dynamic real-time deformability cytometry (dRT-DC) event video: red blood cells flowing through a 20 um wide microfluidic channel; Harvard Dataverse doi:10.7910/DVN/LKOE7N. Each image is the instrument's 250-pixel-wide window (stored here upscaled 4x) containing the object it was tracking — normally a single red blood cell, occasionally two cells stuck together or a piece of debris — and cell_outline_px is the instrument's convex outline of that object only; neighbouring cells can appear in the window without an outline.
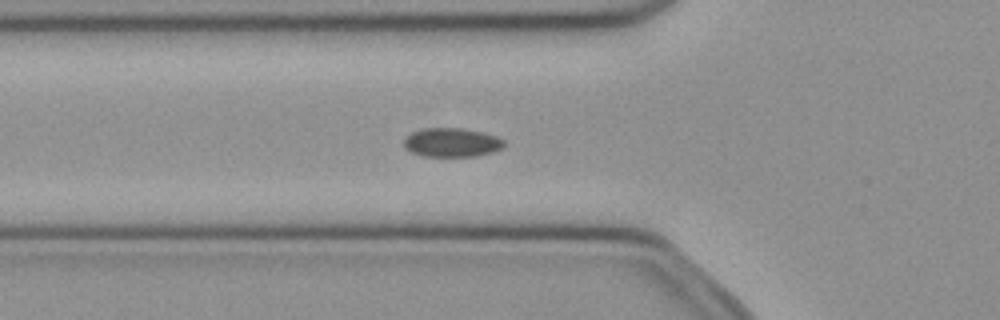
{"species": "common noctule bat (a hibernating species)", "species_latin": "Nyctalus noctula", "temperature_condition": "cold", "stored_images_in_passage": 37, "camera_frame_rate_fps": 3000, "um_per_image_px": 0.085, "animal": {"sex": "female", "body_mass_g": 21.9}, "frame": {"image": 1, "passage_image": 18, "time_ms": 5.667, "image_size_px": [1000, 320], "cell_outline_px": [[504, 144], [500, 148], [492, 152], [476, 156], [424, 156], [412, 152], [404, 148], [404, 140], [412, 132], [424, 128], [464, 128], [484, 132], [496, 136], [504, 140]], "centroid_in_image_um": [38.4, 12.1], "position_along_channel_um": 87.4, "area_um2": 16.82}}
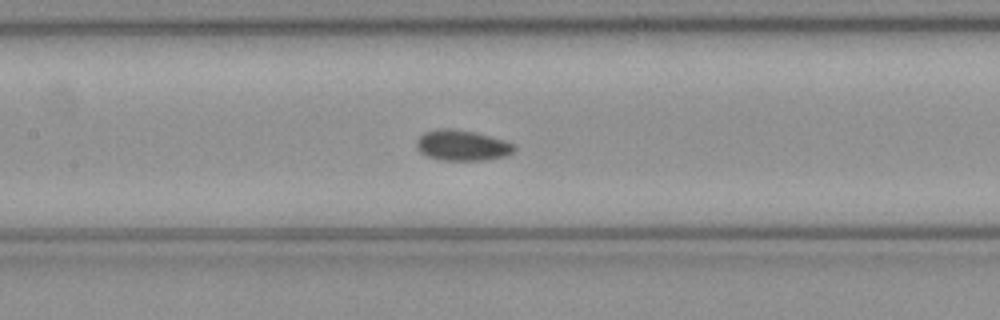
{"frame": {"image": 2, "passage_image": 24, "time_ms": 7.667, "image_size_px": [1000, 320], "cell_outline_px": [[516, 148], [512, 152], [504, 156], [484, 160], [440, 160], [428, 156], [420, 152], [416, 148], [416, 140], [424, 132], [440, 128], [452, 128], [472, 132], [504, 140], [516, 144]], "centroid_in_image_um": [39.26, 12.35], "position_along_channel_um": 168.1, "area_um2": 17.34}}
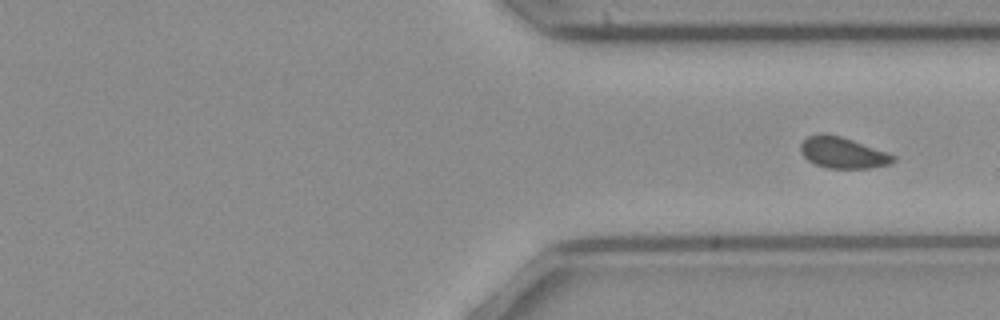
{"frame": {"image": 3, "passage_image": 37, "time_ms": 12.0, "image_size_px": [1000, 320], "cell_outline_px": [[896, 160], [888, 164], [872, 168], [828, 168], [816, 164], [808, 160], [800, 152], [800, 144], [808, 136], [820, 132], [824, 132], [840, 136], [852, 140], [896, 156]], "centroid_in_image_um": [71.59, 12.97], "position_along_channel_um": 339.8, "area_um2": 16.7}}